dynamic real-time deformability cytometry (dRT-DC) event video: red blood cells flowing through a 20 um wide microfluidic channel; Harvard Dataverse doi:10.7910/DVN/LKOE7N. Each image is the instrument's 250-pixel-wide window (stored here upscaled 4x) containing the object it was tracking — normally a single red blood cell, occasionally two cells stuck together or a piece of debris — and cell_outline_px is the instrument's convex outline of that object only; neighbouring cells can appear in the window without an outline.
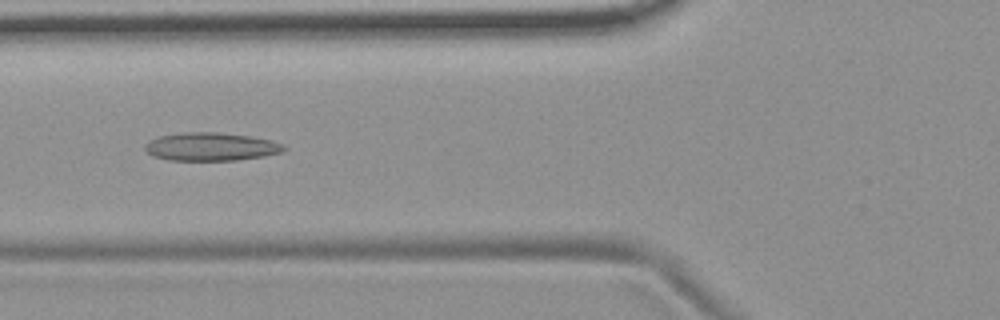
{"species": "common noctule bat (a hibernating species)", "species_latin": "Nyctalus noctula", "temperature_condition": "room temperature", "stored_images_in_passage": 53, "camera_frame_rate_fps": 3000, "um_per_image_px": 0.085, "animal": {"sex": "female", "body_mass_g": 19.9}, "frame": {"image": 1, "passage_image": 19, "time_ms": 6.0, "image_size_px": [1000, 320], "cell_outline_px": [[288, 148], [280, 152], [264, 156], [236, 160], [168, 160], [152, 156], [144, 148], [144, 144], [148, 140], [160, 136], [184, 132], [220, 132], [252, 136], [272, 140], [284, 144]], "centroid_in_image_um": [17.94, 12.46], "position_along_channel_um": 107.9, "area_um2": 23.0}}
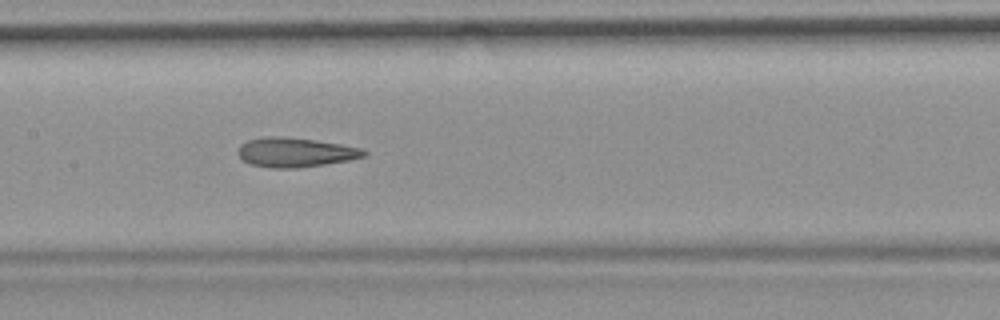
{"frame": {"image": 2, "passage_image": 25, "time_ms": 8.0, "image_size_px": [1000, 320], "cell_outline_px": [[368, 156], [348, 160], [324, 164], [296, 168], [272, 168], [248, 164], [236, 152], [240, 144], [248, 140], [268, 136], [280, 136], [316, 140], [364, 148], [368, 152]], "centroid_in_image_um": [25.11, 12.95], "position_along_channel_um": 182.3, "area_um2": 21.73}}
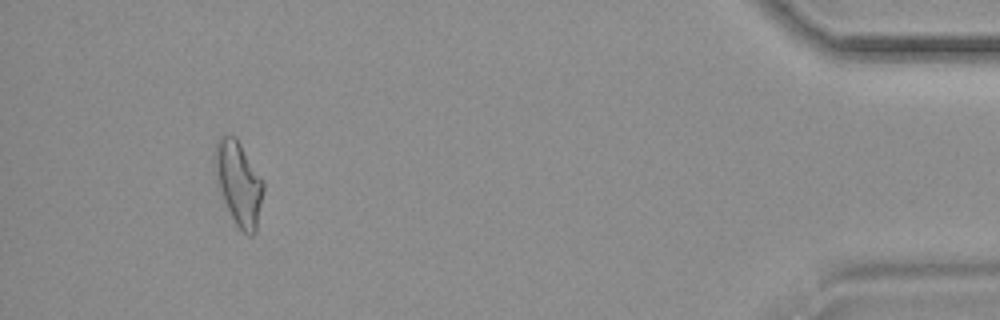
{"frame": {"image": 3, "passage_image": 49, "time_ms": 16.0, "image_size_px": [1000, 320], "cell_outline_px": [[264, 192], [256, 232], [252, 236], [248, 236], [236, 224], [224, 200], [220, 188], [212, 160], [212, 156], [216, 140], [220, 136], [236, 136], [264, 180]], "centroid_in_image_um": [20.3, 15.53], "position_along_channel_um": 414.9, "area_um2": 23.87}, "authors_computed_cell_mechanics": {"area_um2": 22.0796, "velocity_mm_per_s": 3.7154, "shape_relaxation_time_tau1_ms": null, "shape_relaxation_time_tau2_ms": 3.1962, "deformation_change_tau1": null, "deformation_change_tau2": 0.1289}}